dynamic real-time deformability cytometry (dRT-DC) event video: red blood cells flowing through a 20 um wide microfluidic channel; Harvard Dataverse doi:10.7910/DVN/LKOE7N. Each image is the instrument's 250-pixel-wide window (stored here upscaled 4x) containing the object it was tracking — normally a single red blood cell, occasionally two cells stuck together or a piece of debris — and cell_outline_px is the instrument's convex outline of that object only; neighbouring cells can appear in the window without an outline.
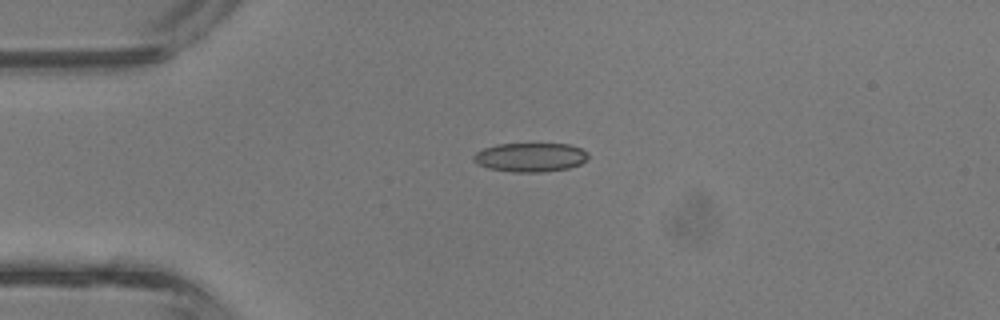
{"species": "common noctule bat (a hibernating species)", "species_latin": "Nyctalus noctula", "temperature_condition": "room temperature", "stored_images_in_passage": 5, "camera_frame_rate_fps": 3000, "um_per_image_px": 0.085, "animal": {"sex": "male", "body_mass_g": 13.3}, "frame": {"image": 1, "passage_image": 5, "time_ms": 1.333, "image_size_px": [1000, 320], "cell_outline_px": [[588, 160], [580, 164], [568, 168], [540, 172], [512, 172], [488, 168], [472, 160], [472, 156], [476, 152], [484, 148], [496, 144], [568, 144], [580, 148], [588, 152]], "centroid_in_image_um": [45.08, 13.37], "position_along_channel_um": 39.9, "area_um2": 19.36}}